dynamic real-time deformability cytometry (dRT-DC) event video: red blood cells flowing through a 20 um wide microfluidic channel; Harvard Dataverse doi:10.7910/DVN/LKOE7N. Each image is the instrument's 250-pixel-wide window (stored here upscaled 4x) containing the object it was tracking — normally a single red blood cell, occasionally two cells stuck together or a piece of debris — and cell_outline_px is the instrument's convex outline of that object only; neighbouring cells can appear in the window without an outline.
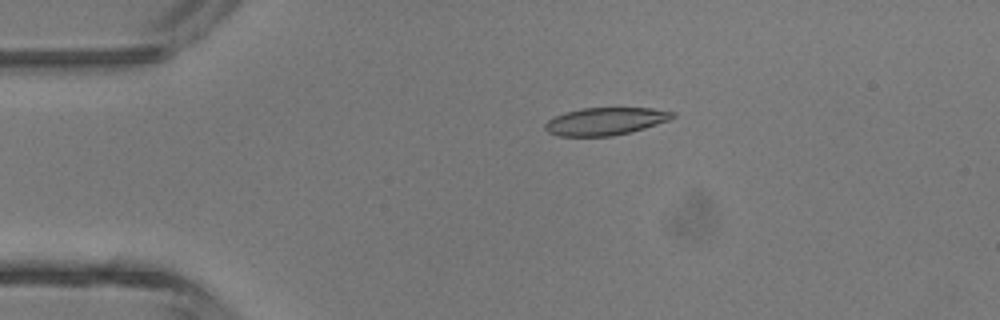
{"species": "common noctule bat (a hibernating species)", "species_latin": "Nyctalus noctula", "temperature_condition": "room temperature", "stored_images_in_passage": 40, "camera_frame_rate_fps": 3000, "um_per_image_px": 0.085, "animal": {"sex": "male", "body_mass_g": 13.3}, "frame": {"image": 1, "passage_image": 4, "time_ms": 1.0, "image_size_px": [1000, 320], "cell_outline_px": [[676, 116], [668, 120], [632, 132], [612, 136], [556, 136], [548, 132], [544, 128], [544, 124], [548, 120], [564, 112], [580, 108], [652, 108], [676, 112]], "centroid_in_image_um": [51.44, 10.31], "position_along_channel_um": 33.6, "area_um2": 20.58}}
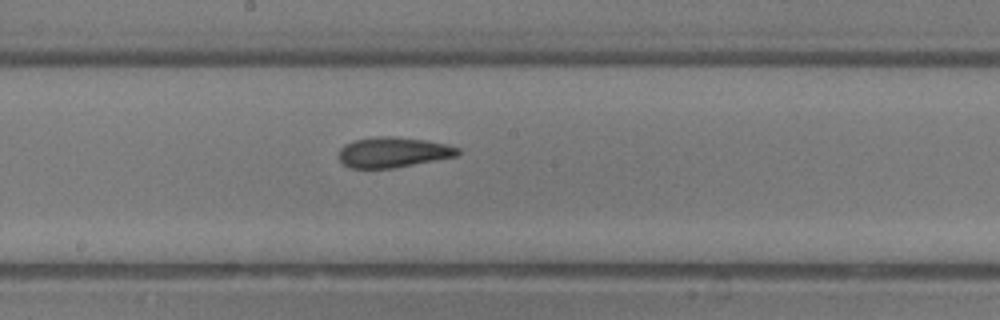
{"frame": {"image": 2, "passage_image": 19, "time_ms": 6.0, "image_size_px": [1000, 320], "cell_outline_px": [[460, 152], [456, 156], [396, 168], [352, 168], [344, 164], [340, 160], [340, 148], [344, 144], [352, 140], [376, 136], [396, 136], [424, 140], [448, 144], [460, 148]], "centroid_in_image_um": [33.42, 12.93], "position_along_channel_um": 214.8, "area_um2": 21.15}}
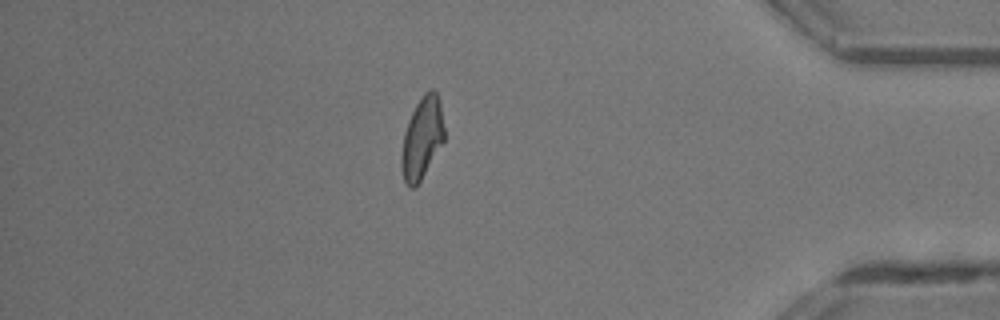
{"frame": {"image": 3, "passage_image": 34, "time_ms": 11.0, "image_size_px": [1000, 320], "cell_outline_px": [[444, 140], [416, 188], [408, 188], [404, 180], [400, 164], [400, 156], [404, 132], [408, 120], [416, 104], [424, 92], [432, 88], [436, 92], [440, 100], [444, 128]], "centroid_in_image_um": [35.85, 11.74], "position_along_channel_um": 399.3, "area_um2": 20.52}, "authors_computed_cell_mechanics": {"area_um2": 21.0392, "velocity_mm_per_s": 4.4783, "shape_relaxation_time_tau1_ms": null, "shape_relaxation_time_tau2_ms": 2.5112, "deformation_change_tau1": null, "deformation_change_tau2": 0.1066}}